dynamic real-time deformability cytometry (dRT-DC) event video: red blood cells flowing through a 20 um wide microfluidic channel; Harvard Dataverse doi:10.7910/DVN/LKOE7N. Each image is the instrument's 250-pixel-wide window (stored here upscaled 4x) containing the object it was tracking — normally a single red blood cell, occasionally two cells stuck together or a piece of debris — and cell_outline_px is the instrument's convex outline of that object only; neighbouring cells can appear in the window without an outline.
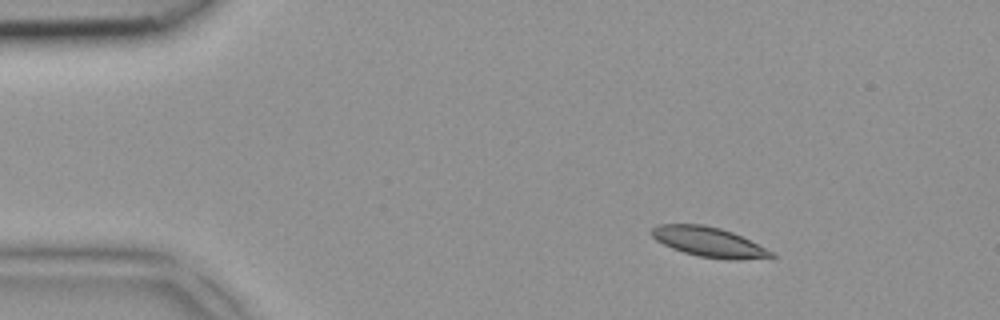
{"species": "common noctule bat (a hibernating species)", "species_latin": "Nyctalus noctula", "temperature_condition": "room temperature", "stored_images_in_passage": 3, "camera_frame_rate_fps": 3000, "um_per_image_px": 0.085, "animal": {"sex": "female", "body_mass_g": 18.4}, "frame": {"image": 1, "passage_image": 1, "time_ms": 0.0, "image_size_px": [1000, 320], "cell_outline_px": [[776, 256], [736, 260], [732, 260], [700, 256], [684, 252], [672, 248], [656, 240], [648, 232], [652, 228], [660, 224], [704, 224], [720, 228], [732, 232], [776, 252]], "centroid_in_image_um": [60.25, 20.56], "position_along_channel_um": 24.7, "area_um2": 20.69}}